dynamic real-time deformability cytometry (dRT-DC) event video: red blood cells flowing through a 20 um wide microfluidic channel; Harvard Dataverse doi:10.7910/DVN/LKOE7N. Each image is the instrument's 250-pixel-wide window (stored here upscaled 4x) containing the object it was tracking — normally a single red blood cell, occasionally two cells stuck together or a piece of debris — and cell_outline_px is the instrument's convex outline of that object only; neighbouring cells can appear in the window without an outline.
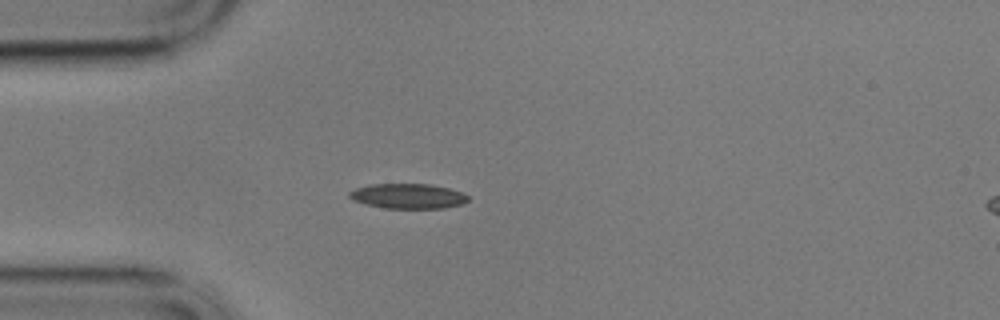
{"species": "common noctule bat (a hibernating species)", "species_latin": "Nyctalus noctula", "temperature_condition": "cold", "stored_images_in_passage": 44, "camera_frame_rate_fps": 3000, "um_per_image_px": 0.085, "animal": {"sex": "male", "body_mass_g": 17.9}, "frame": {"image": 1, "passage_image": 1, "time_ms": 0.0, "image_size_px": [1000, 320], "cell_outline_px": [[468, 200], [464, 204], [444, 208], [384, 208], [364, 204], [352, 200], [348, 196], [348, 192], [356, 188], [368, 184], [428, 184], [448, 188], [460, 192], [468, 196]], "centroid_in_image_um": [34.64, 16.67], "position_along_channel_um": 50.4, "area_um2": 17.34}}
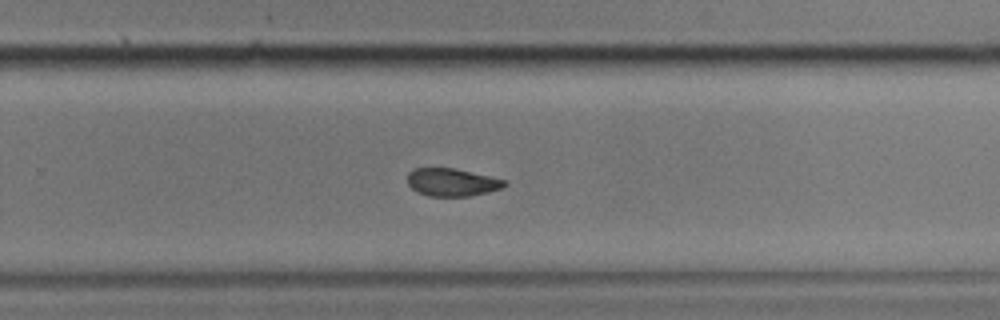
{"frame": {"image": 2, "passage_image": 23, "time_ms": 7.333, "image_size_px": [1000, 320], "cell_outline_px": [[508, 184], [500, 188], [468, 196], [428, 196], [416, 192], [408, 184], [408, 172], [412, 168], [456, 168], [504, 180]], "centroid_in_image_um": [38.35, 15.48], "position_along_channel_um": 291.5, "area_um2": 15.55}}
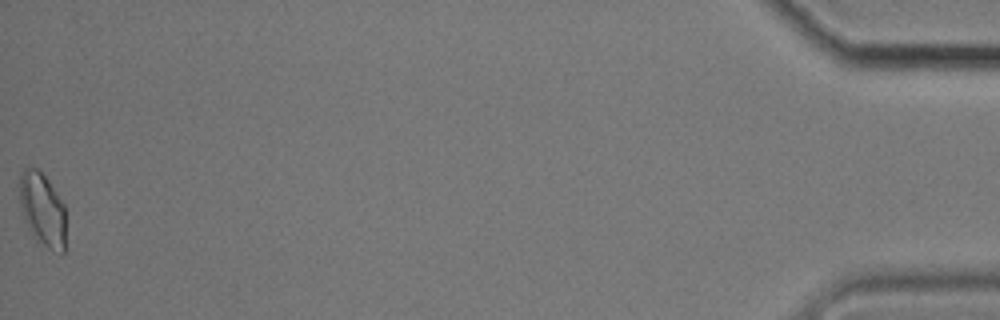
{"frame": {"image": 3, "passage_image": 44, "time_ms": 14.333, "image_size_px": [1000, 320], "cell_outline_px": [[64, 252], [60, 256], [52, 252], [36, 240], [28, 228], [20, 204], [20, 172], [24, 168], [36, 168], [48, 180], [64, 204]], "centroid_in_image_um": [3.61, 17.86], "position_along_channel_um": 431.6, "area_um2": 19.71}, "authors_computed_cell_mechanics": {"area_um2": 17.2244, "velocity_mm_per_s": 3.3981, "shape_relaxation_time_tau1_ms": 9.0753, "shape_relaxation_time_tau2_ms": 10.343, "deformation_change_tau1": 0.1622, "deformation_change_tau2": 0.1545}}